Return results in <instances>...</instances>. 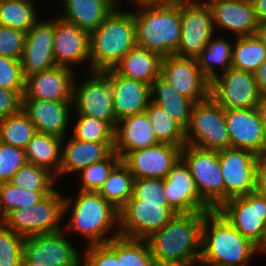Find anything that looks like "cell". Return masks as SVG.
Listing matches in <instances>:
<instances>
[{
    "label": "cell",
    "mask_w": 266,
    "mask_h": 266,
    "mask_svg": "<svg viewBox=\"0 0 266 266\" xmlns=\"http://www.w3.org/2000/svg\"><path fill=\"white\" fill-rule=\"evenodd\" d=\"M69 220L65 230L83 234L89 245L106 244L120 236L119 232L106 236L112 226L119 227V211L98 192L79 190Z\"/></svg>",
    "instance_id": "5"
},
{
    "label": "cell",
    "mask_w": 266,
    "mask_h": 266,
    "mask_svg": "<svg viewBox=\"0 0 266 266\" xmlns=\"http://www.w3.org/2000/svg\"><path fill=\"white\" fill-rule=\"evenodd\" d=\"M22 261L45 266H82L78 251L68 242L63 229L24 238Z\"/></svg>",
    "instance_id": "16"
},
{
    "label": "cell",
    "mask_w": 266,
    "mask_h": 266,
    "mask_svg": "<svg viewBox=\"0 0 266 266\" xmlns=\"http://www.w3.org/2000/svg\"><path fill=\"white\" fill-rule=\"evenodd\" d=\"M24 237L0 224V266H21Z\"/></svg>",
    "instance_id": "43"
},
{
    "label": "cell",
    "mask_w": 266,
    "mask_h": 266,
    "mask_svg": "<svg viewBox=\"0 0 266 266\" xmlns=\"http://www.w3.org/2000/svg\"><path fill=\"white\" fill-rule=\"evenodd\" d=\"M25 90L0 88V120L18 114L22 110V96Z\"/></svg>",
    "instance_id": "49"
},
{
    "label": "cell",
    "mask_w": 266,
    "mask_h": 266,
    "mask_svg": "<svg viewBox=\"0 0 266 266\" xmlns=\"http://www.w3.org/2000/svg\"><path fill=\"white\" fill-rule=\"evenodd\" d=\"M134 180L128 167L120 161L113 168L98 193L119 211L133 194Z\"/></svg>",
    "instance_id": "32"
},
{
    "label": "cell",
    "mask_w": 266,
    "mask_h": 266,
    "mask_svg": "<svg viewBox=\"0 0 266 266\" xmlns=\"http://www.w3.org/2000/svg\"><path fill=\"white\" fill-rule=\"evenodd\" d=\"M132 197L152 204H169L164 194L163 179H135Z\"/></svg>",
    "instance_id": "46"
},
{
    "label": "cell",
    "mask_w": 266,
    "mask_h": 266,
    "mask_svg": "<svg viewBox=\"0 0 266 266\" xmlns=\"http://www.w3.org/2000/svg\"><path fill=\"white\" fill-rule=\"evenodd\" d=\"M103 2H105L107 5H109L113 10H119L118 8L121 7L118 4L117 0H102Z\"/></svg>",
    "instance_id": "57"
},
{
    "label": "cell",
    "mask_w": 266,
    "mask_h": 266,
    "mask_svg": "<svg viewBox=\"0 0 266 266\" xmlns=\"http://www.w3.org/2000/svg\"><path fill=\"white\" fill-rule=\"evenodd\" d=\"M232 47V68L254 73L266 60V47L254 35L237 37Z\"/></svg>",
    "instance_id": "33"
},
{
    "label": "cell",
    "mask_w": 266,
    "mask_h": 266,
    "mask_svg": "<svg viewBox=\"0 0 266 266\" xmlns=\"http://www.w3.org/2000/svg\"><path fill=\"white\" fill-rule=\"evenodd\" d=\"M257 87L263 96H266V60L253 73Z\"/></svg>",
    "instance_id": "51"
},
{
    "label": "cell",
    "mask_w": 266,
    "mask_h": 266,
    "mask_svg": "<svg viewBox=\"0 0 266 266\" xmlns=\"http://www.w3.org/2000/svg\"><path fill=\"white\" fill-rule=\"evenodd\" d=\"M151 102L160 106L184 130L187 129L195 102L179 94L161 75L150 86Z\"/></svg>",
    "instance_id": "29"
},
{
    "label": "cell",
    "mask_w": 266,
    "mask_h": 266,
    "mask_svg": "<svg viewBox=\"0 0 266 266\" xmlns=\"http://www.w3.org/2000/svg\"><path fill=\"white\" fill-rule=\"evenodd\" d=\"M53 191H31L18 188L10 182L0 183V211L4 217L8 212L31 207Z\"/></svg>",
    "instance_id": "38"
},
{
    "label": "cell",
    "mask_w": 266,
    "mask_h": 266,
    "mask_svg": "<svg viewBox=\"0 0 266 266\" xmlns=\"http://www.w3.org/2000/svg\"><path fill=\"white\" fill-rule=\"evenodd\" d=\"M181 41L175 55L196 58L213 37L212 12L207 3L180 1Z\"/></svg>",
    "instance_id": "13"
},
{
    "label": "cell",
    "mask_w": 266,
    "mask_h": 266,
    "mask_svg": "<svg viewBox=\"0 0 266 266\" xmlns=\"http://www.w3.org/2000/svg\"><path fill=\"white\" fill-rule=\"evenodd\" d=\"M217 210L243 237L255 245L260 242L266 221V196L254 191L226 200Z\"/></svg>",
    "instance_id": "14"
},
{
    "label": "cell",
    "mask_w": 266,
    "mask_h": 266,
    "mask_svg": "<svg viewBox=\"0 0 266 266\" xmlns=\"http://www.w3.org/2000/svg\"><path fill=\"white\" fill-rule=\"evenodd\" d=\"M255 253L256 245L243 237L218 210L204 215L201 263L208 266H248Z\"/></svg>",
    "instance_id": "2"
},
{
    "label": "cell",
    "mask_w": 266,
    "mask_h": 266,
    "mask_svg": "<svg viewBox=\"0 0 266 266\" xmlns=\"http://www.w3.org/2000/svg\"><path fill=\"white\" fill-rule=\"evenodd\" d=\"M119 266H158L146 240L117 237Z\"/></svg>",
    "instance_id": "39"
},
{
    "label": "cell",
    "mask_w": 266,
    "mask_h": 266,
    "mask_svg": "<svg viewBox=\"0 0 266 266\" xmlns=\"http://www.w3.org/2000/svg\"><path fill=\"white\" fill-rule=\"evenodd\" d=\"M61 148L59 176L80 172L89 165L106 159L114 151V143L85 142L70 138Z\"/></svg>",
    "instance_id": "27"
},
{
    "label": "cell",
    "mask_w": 266,
    "mask_h": 266,
    "mask_svg": "<svg viewBox=\"0 0 266 266\" xmlns=\"http://www.w3.org/2000/svg\"><path fill=\"white\" fill-rule=\"evenodd\" d=\"M232 47L227 40L212 37L207 47L196 57L199 68L210 82L218 76L215 64L222 65L221 73L232 67Z\"/></svg>",
    "instance_id": "35"
},
{
    "label": "cell",
    "mask_w": 266,
    "mask_h": 266,
    "mask_svg": "<svg viewBox=\"0 0 266 266\" xmlns=\"http://www.w3.org/2000/svg\"><path fill=\"white\" fill-rule=\"evenodd\" d=\"M162 57L155 52L135 45L113 69L121 76L152 85L161 75Z\"/></svg>",
    "instance_id": "28"
},
{
    "label": "cell",
    "mask_w": 266,
    "mask_h": 266,
    "mask_svg": "<svg viewBox=\"0 0 266 266\" xmlns=\"http://www.w3.org/2000/svg\"><path fill=\"white\" fill-rule=\"evenodd\" d=\"M206 213H177L146 239L158 266H186L200 262L201 229Z\"/></svg>",
    "instance_id": "1"
},
{
    "label": "cell",
    "mask_w": 266,
    "mask_h": 266,
    "mask_svg": "<svg viewBox=\"0 0 266 266\" xmlns=\"http://www.w3.org/2000/svg\"><path fill=\"white\" fill-rule=\"evenodd\" d=\"M177 212L169 204L144 203L128 199L119 210V235L130 239L146 240L166 225Z\"/></svg>",
    "instance_id": "10"
},
{
    "label": "cell",
    "mask_w": 266,
    "mask_h": 266,
    "mask_svg": "<svg viewBox=\"0 0 266 266\" xmlns=\"http://www.w3.org/2000/svg\"><path fill=\"white\" fill-rule=\"evenodd\" d=\"M176 1H181V2H184V3H209V2H211V1H213V0H199V2H198V0H176Z\"/></svg>",
    "instance_id": "59"
},
{
    "label": "cell",
    "mask_w": 266,
    "mask_h": 266,
    "mask_svg": "<svg viewBox=\"0 0 266 266\" xmlns=\"http://www.w3.org/2000/svg\"><path fill=\"white\" fill-rule=\"evenodd\" d=\"M0 88L25 90L20 60L0 55Z\"/></svg>",
    "instance_id": "47"
},
{
    "label": "cell",
    "mask_w": 266,
    "mask_h": 266,
    "mask_svg": "<svg viewBox=\"0 0 266 266\" xmlns=\"http://www.w3.org/2000/svg\"><path fill=\"white\" fill-rule=\"evenodd\" d=\"M26 33L17 29L0 26V55L20 60Z\"/></svg>",
    "instance_id": "48"
},
{
    "label": "cell",
    "mask_w": 266,
    "mask_h": 266,
    "mask_svg": "<svg viewBox=\"0 0 266 266\" xmlns=\"http://www.w3.org/2000/svg\"><path fill=\"white\" fill-rule=\"evenodd\" d=\"M72 101L28 99L22 96V111L28 116L37 132L65 138Z\"/></svg>",
    "instance_id": "22"
},
{
    "label": "cell",
    "mask_w": 266,
    "mask_h": 266,
    "mask_svg": "<svg viewBox=\"0 0 266 266\" xmlns=\"http://www.w3.org/2000/svg\"><path fill=\"white\" fill-rule=\"evenodd\" d=\"M21 266H45L44 264L32 262V261H22Z\"/></svg>",
    "instance_id": "58"
},
{
    "label": "cell",
    "mask_w": 266,
    "mask_h": 266,
    "mask_svg": "<svg viewBox=\"0 0 266 266\" xmlns=\"http://www.w3.org/2000/svg\"><path fill=\"white\" fill-rule=\"evenodd\" d=\"M33 0H0V26L27 33L38 21Z\"/></svg>",
    "instance_id": "34"
},
{
    "label": "cell",
    "mask_w": 266,
    "mask_h": 266,
    "mask_svg": "<svg viewBox=\"0 0 266 266\" xmlns=\"http://www.w3.org/2000/svg\"><path fill=\"white\" fill-rule=\"evenodd\" d=\"M181 159L187 165L201 198L213 210H217L224 203V179L218 151L185 144L181 150Z\"/></svg>",
    "instance_id": "8"
},
{
    "label": "cell",
    "mask_w": 266,
    "mask_h": 266,
    "mask_svg": "<svg viewBox=\"0 0 266 266\" xmlns=\"http://www.w3.org/2000/svg\"><path fill=\"white\" fill-rule=\"evenodd\" d=\"M263 157L266 159V151H265V153L263 154Z\"/></svg>",
    "instance_id": "62"
},
{
    "label": "cell",
    "mask_w": 266,
    "mask_h": 266,
    "mask_svg": "<svg viewBox=\"0 0 266 266\" xmlns=\"http://www.w3.org/2000/svg\"><path fill=\"white\" fill-rule=\"evenodd\" d=\"M255 34L261 40L262 44L266 47V24H260L257 27Z\"/></svg>",
    "instance_id": "55"
},
{
    "label": "cell",
    "mask_w": 266,
    "mask_h": 266,
    "mask_svg": "<svg viewBox=\"0 0 266 266\" xmlns=\"http://www.w3.org/2000/svg\"><path fill=\"white\" fill-rule=\"evenodd\" d=\"M256 191L266 196V159L263 156L257 161Z\"/></svg>",
    "instance_id": "50"
},
{
    "label": "cell",
    "mask_w": 266,
    "mask_h": 266,
    "mask_svg": "<svg viewBox=\"0 0 266 266\" xmlns=\"http://www.w3.org/2000/svg\"><path fill=\"white\" fill-rule=\"evenodd\" d=\"M54 19L37 21L26 33L20 59L24 79L56 65L53 53Z\"/></svg>",
    "instance_id": "20"
},
{
    "label": "cell",
    "mask_w": 266,
    "mask_h": 266,
    "mask_svg": "<svg viewBox=\"0 0 266 266\" xmlns=\"http://www.w3.org/2000/svg\"><path fill=\"white\" fill-rule=\"evenodd\" d=\"M185 136L186 144L199 149L230 148L224 109L211 96L194 104Z\"/></svg>",
    "instance_id": "7"
},
{
    "label": "cell",
    "mask_w": 266,
    "mask_h": 266,
    "mask_svg": "<svg viewBox=\"0 0 266 266\" xmlns=\"http://www.w3.org/2000/svg\"><path fill=\"white\" fill-rule=\"evenodd\" d=\"M224 114L230 147L263 156L266 151V136L257 107L224 109Z\"/></svg>",
    "instance_id": "18"
},
{
    "label": "cell",
    "mask_w": 266,
    "mask_h": 266,
    "mask_svg": "<svg viewBox=\"0 0 266 266\" xmlns=\"http://www.w3.org/2000/svg\"><path fill=\"white\" fill-rule=\"evenodd\" d=\"M71 67L55 65L25 79L24 95L28 99L72 101L75 79Z\"/></svg>",
    "instance_id": "21"
},
{
    "label": "cell",
    "mask_w": 266,
    "mask_h": 266,
    "mask_svg": "<svg viewBox=\"0 0 266 266\" xmlns=\"http://www.w3.org/2000/svg\"><path fill=\"white\" fill-rule=\"evenodd\" d=\"M82 266H119L117 237L106 244L89 245Z\"/></svg>",
    "instance_id": "45"
},
{
    "label": "cell",
    "mask_w": 266,
    "mask_h": 266,
    "mask_svg": "<svg viewBox=\"0 0 266 266\" xmlns=\"http://www.w3.org/2000/svg\"><path fill=\"white\" fill-rule=\"evenodd\" d=\"M210 96L223 109H236L257 107L263 95L253 73L231 67L211 82Z\"/></svg>",
    "instance_id": "12"
},
{
    "label": "cell",
    "mask_w": 266,
    "mask_h": 266,
    "mask_svg": "<svg viewBox=\"0 0 266 266\" xmlns=\"http://www.w3.org/2000/svg\"><path fill=\"white\" fill-rule=\"evenodd\" d=\"M199 264H200V265H199ZM186 266H208V265H205V264H203V263H201V262H197V263H195V264L186 265Z\"/></svg>",
    "instance_id": "60"
},
{
    "label": "cell",
    "mask_w": 266,
    "mask_h": 266,
    "mask_svg": "<svg viewBox=\"0 0 266 266\" xmlns=\"http://www.w3.org/2000/svg\"><path fill=\"white\" fill-rule=\"evenodd\" d=\"M62 19L91 32L95 30L114 10L102 0H63Z\"/></svg>",
    "instance_id": "30"
},
{
    "label": "cell",
    "mask_w": 266,
    "mask_h": 266,
    "mask_svg": "<svg viewBox=\"0 0 266 266\" xmlns=\"http://www.w3.org/2000/svg\"><path fill=\"white\" fill-rule=\"evenodd\" d=\"M109 80L113 87V106L117 120L145 112L151 102L150 85L119 75L109 69Z\"/></svg>",
    "instance_id": "25"
},
{
    "label": "cell",
    "mask_w": 266,
    "mask_h": 266,
    "mask_svg": "<svg viewBox=\"0 0 266 266\" xmlns=\"http://www.w3.org/2000/svg\"><path fill=\"white\" fill-rule=\"evenodd\" d=\"M69 207H72V200L54 190L31 207L8 212L2 224L24 238L58 232L62 230L60 221Z\"/></svg>",
    "instance_id": "6"
},
{
    "label": "cell",
    "mask_w": 266,
    "mask_h": 266,
    "mask_svg": "<svg viewBox=\"0 0 266 266\" xmlns=\"http://www.w3.org/2000/svg\"><path fill=\"white\" fill-rule=\"evenodd\" d=\"M182 147L159 143L149 148L127 152L121 161L135 179H164L181 158Z\"/></svg>",
    "instance_id": "17"
},
{
    "label": "cell",
    "mask_w": 266,
    "mask_h": 266,
    "mask_svg": "<svg viewBox=\"0 0 266 266\" xmlns=\"http://www.w3.org/2000/svg\"><path fill=\"white\" fill-rule=\"evenodd\" d=\"M121 161V157L113 151L106 159L95 162L82 169L81 191L98 192L113 168Z\"/></svg>",
    "instance_id": "42"
},
{
    "label": "cell",
    "mask_w": 266,
    "mask_h": 266,
    "mask_svg": "<svg viewBox=\"0 0 266 266\" xmlns=\"http://www.w3.org/2000/svg\"><path fill=\"white\" fill-rule=\"evenodd\" d=\"M218 157L224 179V202L256 191L259 156L245 149L230 147L218 150Z\"/></svg>",
    "instance_id": "11"
},
{
    "label": "cell",
    "mask_w": 266,
    "mask_h": 266,
    "mask_svg": "<svg viewBox=\"0 0 266 266\" xmlns=\"http://www.w3.org/2000/svg\"><path fill=\"white\" fill-rule=\"evenodd\" d=\"M26 163L24 149L0 142V183L9 182Z\"/></svg>",
    "instance_id": "44"
},
{
    "label": "cell",
    "mask_w": 266,
    "mask_h": 266,
    "mask_svg": "<svg viewBox=\"0 0 266 266\" xmlns=\"http://www.w3.org/2000/svg\"><path fill=\"white\" fill-rule=\"evenodd\" d=\"M169 0H133L135 4L141 7L157 6L167 3Z\"/></svg>",
    "instance_id": "54"
},
{
    "label": "cell",
    "mask_w": 266,
    "mask_h": 266,
    "mask_svg": "<svg viewBox=\"0 0 266 266\" xmlns=\"http://www.w3.org/2000/svg\"><path fill=\"white\" fill-rule=\"evenodd\" d=\"M213 26L236 33L237 37L254 35L259 26L254 4L248 0H213L207 3ZM217 24V26H215Z\"/></svg>",
    "instance_id": "24"
},
{
    "label": "cell",
    "mask_w": 266,
    "mask_h": 266,
    "mask_svg": "<svg viewBox=\"0 0 266 266\" xmlns=\"http://www.w3.org/2000/svg\"><path fill=\"white\" fill-rule=\"evenodd\" d=\"M255 15L260 24H266V0H254Z\"/></svg>",
    "instance_id": "52"
},
{
    "label": "cell",
    "mask_w": 266,
    "mask_h": 266,
    "mask_svg": "<svg viewBox=\"0 0 266 266\" xmlns=\"http://www.w3.org/2000/svg\"><path fill=\"white\" fill-rule=\"evenodd\" d=\"M64 138L36 132L25 149L27 163L35 164L59 176Z\"/></svg>",
    "instance_id": "31"
},
{
    "label": "cell",
    "mask_w": 266,
    "mask_h": 266,
    "mask_svg": "<svg viewBox=\"0 0 266 266\" xmlns=\"http://www.w3.org/2000/svg\"><path fill=\"white\" fill-rule=\"evenodd\" d=\"M9 182L18 188L31 191H54L52 187L56 182V177L43 167L26 163Z\"/></svg>",
    "instance_id": "40"
},
{
    "label": "cell",
    "mask_w": 266,
    "mask_h": 266,
    "mask_svg": "<svg viewBox=\"0 0 266 266\" xmlns=\"http://www.w3.org/2000/svg\"><path fill=\"white\" fill-rule=\"evenodd\" d=\"M90 76L79 87L74 81L72 99L74 110L78 115L107 122L115 129L118 120L114 113L113 87L109 80V69L91 71Z\"/></svg>",
    "instance_id": "9"
},
{
    "label": "cell",
    "mask_w": 266,
    "mask_h": 266,
    "mask_svg": "<svg viewBox=\"0 0 266 266\" xmlns=\"http://www.w3.org/2000/svg\"><path fill=\"white\" fill-rule=\"evenodd\" d=\"M163 182L165 197L177 213L209 212L213 210L201 198L194 179L181 158L172 166Z\"/></svg>",
    "instance_id": "19"
},
{
    "label": "cell",
    "mask_w": 266,
    "mask_h": 266,
    "mask_svg": "<svg viewBox=\"0 0 266 266\" xmlns=\"http://www.w3.org/2000/svg\"><path fill=\"white\" fill-rule=\"evenodd\" d=\"M145 113L160 143H169L179 147L186 144L185 130L163 108L150 102Z\"/></svg>",
    "instance_id": "36"
},
{
    "label": "cell",
    "mask_w": 266,
    "mask_h": 266,
    "mask_svg": "<svg viewBox=\"0 0 266 266\" xmlns=\"http://www.w3.org/2000/svg\"><path fill=\"white\" fill-rule=\"evenodd\" d=\"M2 221H3V216H2L1 211H0V224H2Z\"/></svg>",
    "instance_id": "61"
},
{
    "label": "cell",
    "mask_w": 266,
    "mask_h": 266,
    "mask_svg": "<svg viewBox=\"0 0 266 266\" xmlns=\"http://www.w3.org/2000/svg\"><path fill=\"white\" fill-rule=\"evenodd\" d=\"M161 76L181 95L195 103L210 97L211 82L205 77L196 58L175 54L162 58Z\"/></svg>",
    "instance_id": "15"
},
{
    "label": "cell",
    "mask_w": 266,
    "mask_h": 266,
    "mask_svg": "<svg viewBox=\"0 0 266 266\" xmlns=\"http://www.w3.org/2000/svg\"><path fill=\"white\" fill-rule=\"evenodd\" d=\"M135 45L133 12L114 10L89 33V72L113 68Z\"/></svg>",
    "instance_id": "4"
},
{
    "label": "cell",
    "mask_w": 266,
    "mask_h": 266,
    "mask_svg": "<svg viewBox=\"0 0 266 266\" xmlns=\"http://www.w3.org/2000/svg\"><path fill=\"white\" fill-rule=\"evenodd\" d=\"M257 252H266V221L264 222L263 233L260 242L256 245Z\"/></svg>",
    "instance_id": "56"
},
{
    "label": "cell",
    "mask_w": 266,
    "mask_h": 266,
    "mask_svg": "<svg viewBox=\"0 0 266 266\" xmlns=\"http://www.w3.org/2000/svg\"><path fill=\"white\" fill-rule=\"evenodd\" d=\"M257 110L260 114L261 122L264 128V133L266 136V96H262L259 104L257 105Z\"/></svg>",
    "instance_id": "53"
},
{
    "label": "cell",
    "mask_w": 266,
    "mask_h": 266,
    "mask_svg": "<svg viewBox=\"0 0 266 266\" xmlns=\"http://www.w3.org/2000/svg\"><path fill=\"white\" fill-rule=\"evenodd\" d=\"M78 116L73 138L85 142L114 143L115 129L109 123L86 115Z\"/></svg>",
    "instance_id": "41"
},
{
    "label": "cell",
    "mask_w": 266,
    "mask_h": 266,
    "mask_svg": "<svg viewBox=\"0 0 266 266\" xmlns=\"http://www.w3.org/2000/svg\"><path fill=\"white\" fill-rule=\"evenodd\" d=\"M35 126L21 110L18 114L0 120V142L26 149L36 133Z\"/></svg>",
    "instance_id": "37"
},
{
    "label": "cell",
    "mask_w": 266,
    "mask_h": 266,
    "mask_svg": "<svg viewBox=\"0 0 266 266\" xmlns=\"http://www.w3.org/2000/svg\"><path fill=\"white\" fill-rule=\"evenodd\" d=\"M139 9L133 13L136 45L162 58L174 54L181 41L180 1Z\"/></svg>",
    "instance_id": "3"
},
{
    "label": "cell",
    "mask_w": 266,
    "mask_h": 266,
    "mask_svg": "<svg viewBox=\"0 0 266 266\" xmlns=\"http://www.w3.org/2000/svg\"><path fill=\"white\" fill-rule=\"evenodd\" d=\"M89 32L61 17L54 19L53 53L56 65L69 67L89 61Z\"/></svg>",
    "instance_id": "23"
},
{
    "label": "cell",
    "mask_w": 266,
    "mask_h": 266,
    "mask_svg": "<svg viewBox=\"0 0 266 266\" xmlns=\"http://www.w3.org/2000/svg\"><path fill=\"white\" fill-rule=\"evenodd\" d=\"M145 112L119 120L114 132V151L122 158L127 152L159 144Z\"/></svg>",
    "instance_id": "26"
}]
</instances>
